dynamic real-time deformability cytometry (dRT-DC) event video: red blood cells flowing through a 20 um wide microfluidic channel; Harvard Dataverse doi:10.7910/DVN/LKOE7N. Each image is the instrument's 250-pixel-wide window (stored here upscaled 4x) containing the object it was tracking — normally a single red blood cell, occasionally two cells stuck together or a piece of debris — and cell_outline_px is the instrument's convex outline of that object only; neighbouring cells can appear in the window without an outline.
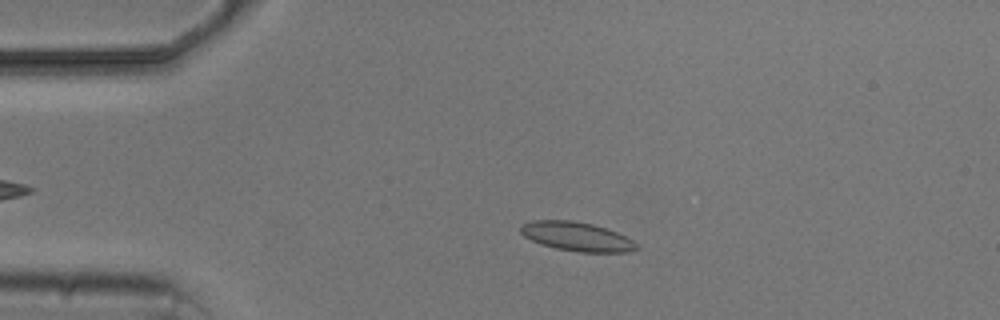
{"species": "common noctule bat (a hibernating species)", "species_latin": "Nyctalus noctula", "temperature_condition": "cold", "stored_images_in_passage": 4, "camera_frame_rate_fps": 3000, "um_per_image_px": 0.085, "animal": {"sex": "male", "body_mass_g": 20.5, "forearm_length_mm": 52.5}, "frame": {"image": 1, "passage_image": 3, "time_ms": 2.333, "image_size_px": [1000, 320], "cell_outline_px": [[640, 248], [628, 252], [580, 252], [556, 248], [540, 244], [524, 236], [520, 232], [520, 228], [524, 224], [532, 220], [572, 220], [592, 224], [616, 232], [640, 244]], "centroid_in_image_um": [49.04, 20.11], "position_along_channel_um": 36.0, "area_um2": 19.54}}